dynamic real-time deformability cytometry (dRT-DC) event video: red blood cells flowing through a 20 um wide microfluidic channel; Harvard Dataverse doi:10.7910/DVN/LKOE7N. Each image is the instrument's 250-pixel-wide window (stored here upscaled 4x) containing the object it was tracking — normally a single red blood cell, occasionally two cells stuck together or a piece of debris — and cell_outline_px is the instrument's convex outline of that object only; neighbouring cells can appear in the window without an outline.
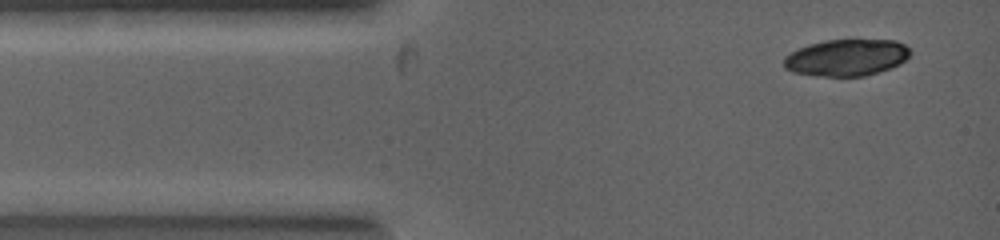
{"species": "common noctule bat (a hibernating species)", "species_latin": "Nyctalus noctula", "temperature_condition": "warm", "stored_images_in_passage": 2, "camera_frame_rate_fps": 5000, "um_per_image_px": 0.085, "animal": {"sex": "female", "body_mass_g": 19.0, "forearm_length_mm": 53.3}, "frame": {"image": 1, "passage_image": 1, "time_ms": 0.0, "image_size_px": [1000, 240], "cell_outline_px": [[912, 52], [900, 64], [864, 76], [824, 76], [792, 72], [784, 68], [784, 56], [808, 44], [824, 40], [896, 40], [904, 44]], "centroid_in_image_um": [71.94, 4.88], "position_along_channel_um": 13.1, "area_um2": 26.82}}